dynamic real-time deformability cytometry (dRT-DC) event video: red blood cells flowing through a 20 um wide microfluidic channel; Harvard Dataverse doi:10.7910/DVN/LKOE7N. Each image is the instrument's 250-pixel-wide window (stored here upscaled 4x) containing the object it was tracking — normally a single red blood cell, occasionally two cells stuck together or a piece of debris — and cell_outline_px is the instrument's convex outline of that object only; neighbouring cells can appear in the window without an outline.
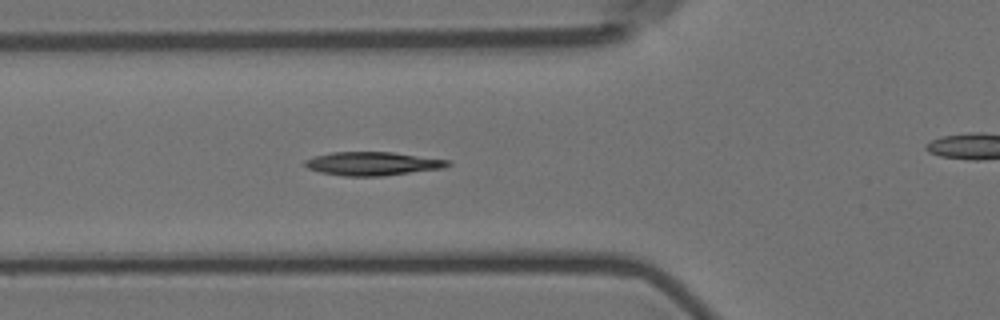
{"species": "Egyptian fruit bat (a non-hibernating species)", "species_latin": "Rousettus aegyptiacus", "temperature_condition": "room temperature", "stored_images_in_passage": 7, "segment_of_instrument_passage": [1, 2], "camera_frame_rate_fps": 3000, "um_per_image_px": 0.085, "animal": {"sex": "female"}, "frame": {"image": 1, "passage_image": 6, "time_ms": 6.667, "image_size_px": [1000, 320], "cell_outline_px": [[452, 164], [444, 168], [380, 176], [344, 176], [320, 172], [308, 168], [304, 164], [304, 160], [316, 156], [332, 152], [392, 152], [452, 160]], "centroid_in_image_um": [31.71, 13.9], "position_along_channel_um": 94.1, "area_um2": 19.59}}